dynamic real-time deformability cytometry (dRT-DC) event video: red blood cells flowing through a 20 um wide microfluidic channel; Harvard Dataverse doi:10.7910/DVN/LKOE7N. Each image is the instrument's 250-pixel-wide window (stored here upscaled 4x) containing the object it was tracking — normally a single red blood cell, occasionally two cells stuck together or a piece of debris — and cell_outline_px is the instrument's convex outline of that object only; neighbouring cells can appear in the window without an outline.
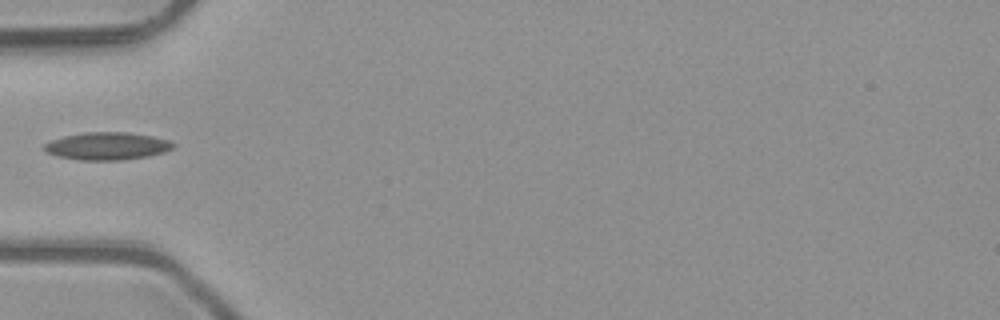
{"species": "common noctule bat (a hibernating species)", "species_latin": "Nyctalus noctula", "temperature_condition": "room temperature", "stored_images_in_passage": 4, "camera_frame_rate_fps": 3000, "um_per_image_px": 0.085, "animal": {"sex": "male", "body_mass_g": 23.1, "forearm_length_mm": 52.7}, "frame": {"image": 1, "passage_image": 4, "time_ms": 1.0, "image_size_px": [1000, 320], "cell_outline_px": [[176, 144], [172, 148], [164, 152], [148, 156], [120, 160], [80, 160], [60, 156], [48, 152], [44, 148], [44, 144], [52, 140], [64, 136], [84, 132], [124, 132], [152, 136], [168, 140]], "centroid_in_image_um": [9.13, 12.41], "position_along_channel_um": 75.9, "area_um2": 20.46}}